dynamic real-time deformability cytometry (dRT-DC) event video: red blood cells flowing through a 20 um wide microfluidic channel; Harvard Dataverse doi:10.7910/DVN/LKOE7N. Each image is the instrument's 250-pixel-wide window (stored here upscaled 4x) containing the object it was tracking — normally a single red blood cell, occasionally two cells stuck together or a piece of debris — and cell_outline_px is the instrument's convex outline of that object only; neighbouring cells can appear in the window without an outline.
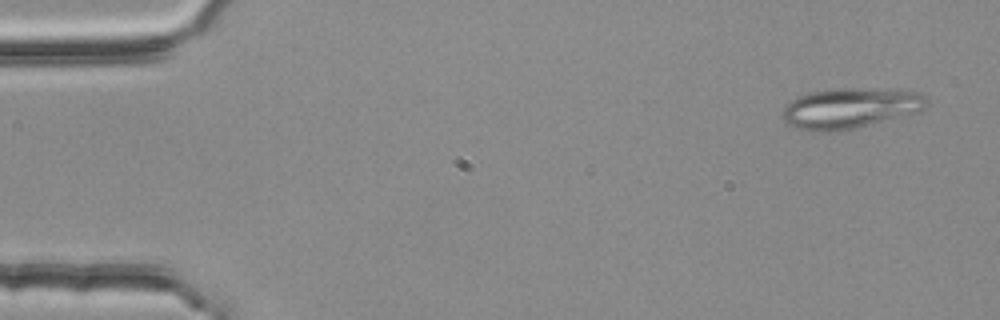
{"species": "common noctule bat (a hibernating species)", "species_latin": "Nyctalus noctula", "temperature_condition": "room temperature", "stored_images_in_passage": 54, "segment_of_instrument_passage": [1, 2], "camera_frame_rate_fps": 3000, "um_per_image_px": 0.085, "animal": {"sex": "female", "body_mass_g": 25.1}, "frame": {"image": 1, "passage_image": 3, "time_ms": 0.667, "image_size_px": [1000, 320], "cell_outline_px": [[928, 104], [920, 112], [908, 116], [852, 128], [824, 132], [808, 132], [796, 128], [788, 124], [780, 116], [784, 108], [796, 96], [808, 92], [828, 88], [900, 88], [920, 92], [928, 100]], "centroid_in_image_um": [72.31, 9.17], "position_along_channel_um": 12.7, "area_um2": 34.97}}